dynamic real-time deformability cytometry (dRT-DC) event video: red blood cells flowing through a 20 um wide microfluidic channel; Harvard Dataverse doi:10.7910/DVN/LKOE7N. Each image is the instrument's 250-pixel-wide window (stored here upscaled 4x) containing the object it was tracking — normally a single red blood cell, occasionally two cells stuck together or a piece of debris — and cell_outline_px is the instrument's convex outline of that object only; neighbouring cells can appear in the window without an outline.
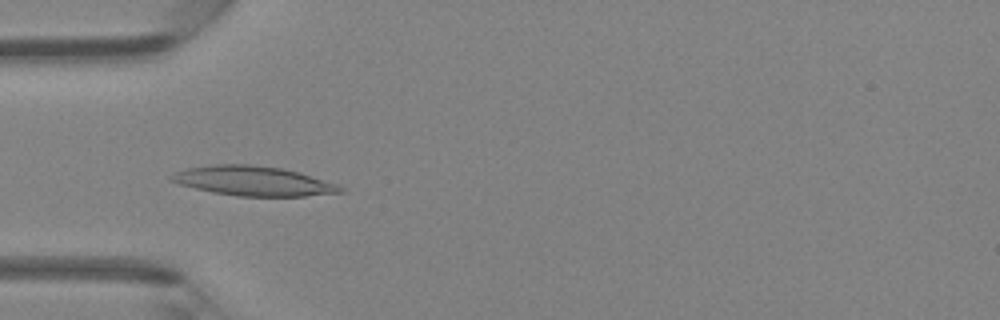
{"species": "Egyptian fruit bat (a non-hibernating species)", "species_latin": "Rousettus aegyptiacus", "temperature_condition": "room temperature", "stored_images_in_passage": 46, "camera_frame_rate_fps": 3000, "um_per_image_px": 0.085, "animal": {"sex": "female"}, "frame": {"image": 1, "passage_image": 14, "time_ms": 4.333, "image_size_px": [1000, 320], "cell_outline_px": [[344, 192], [304, 196], [236, 196], [212, 192], [180, 184], [168, 180], [168, 176], [176, 172], [188, 168], [212, 164], [248, 164], [280, 168], [300, 172], [336, 184], [344, 188]], "centroid_in_image_um": [21.51, 15.38], "position_along_channel_um": 63.5, "area_um2": 29.02}}
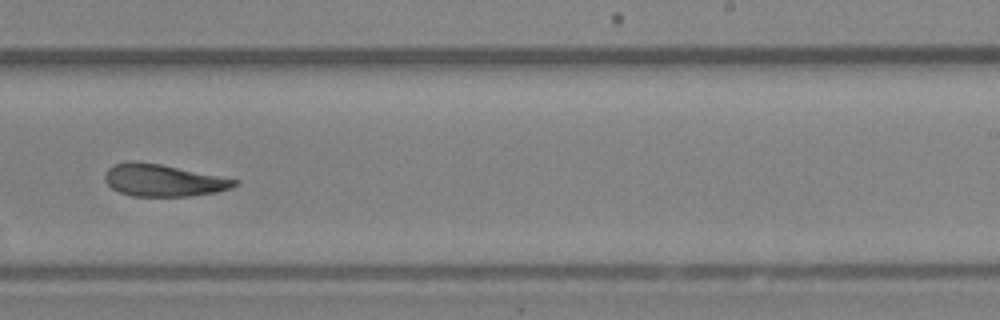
{"frame": {"image": 2, "passage_image": 29, "time_ms": 9.333, "image_size_px": [1000, 320], "cell_outline_px": [[240, 180], [232, 188], [216, 192], [192, 196], [132, 196], [120, 192], [112, 188], [104, 180], [104, 176], [108, 168], [116, 164], [128, 160], [136, 160], [160, 164]], "centroid_in_image_um": [13.86, 15.32], "position_along_channel_um": 275.1, "area_um2": 24.28}}
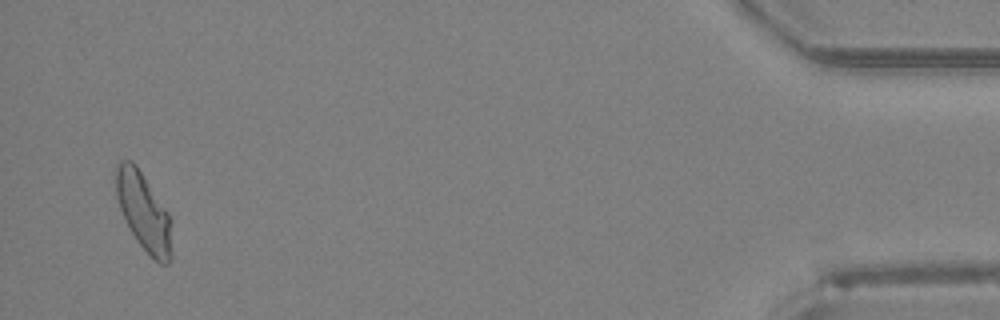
{"frame": {"image": 3, "passage_image": 45, "time_ms": 14.667, "image_size_px": [1000, 320], "cell_outline_px": [[172, 256], [168, 264], [160, 264], [136, 240], [120, 208], [116, 196], [116, 164], [120, 160], [132, 160], [136, 164], [168, 212], [172, 220]], "centroid_in_image_um": [12.24, 17.99], "position_along_channel_um": 423.0, "area_um2": 25.26}, "authors_computed_cell_mechanics": {"area_um2": 25.5765, "velocity_mm_per_s": 4.2921, "shape_relaxation_time_tau1_ms": 7.3923, "shape_relaxation_time_tau2_ms": 2.4654, "deformation_change_tau1": 0.2001, "deformation_change_tau2": 0.0933}}